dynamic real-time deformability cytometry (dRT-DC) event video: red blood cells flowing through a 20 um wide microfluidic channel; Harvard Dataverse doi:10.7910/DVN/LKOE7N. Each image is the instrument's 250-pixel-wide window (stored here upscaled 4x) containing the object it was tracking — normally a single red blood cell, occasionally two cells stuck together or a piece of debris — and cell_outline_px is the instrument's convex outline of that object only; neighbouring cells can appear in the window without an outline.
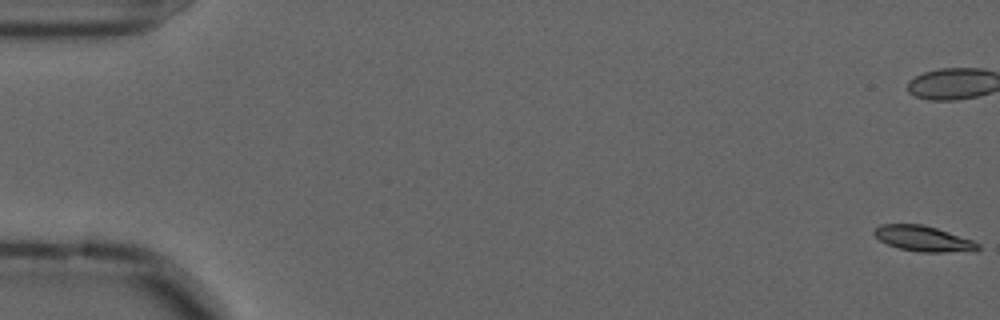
{"species": "common noctule bat (a hibernating species)", "species_latin": "Nyctalus noctula", "temperature_condition": "cold", "stored_images_in_passage": 53, "camera_frame_rate_fps": 3000, "um_per_image_px": 0.085, "animal": {"sex": "male", "forearm_length_mm": 52.5}, "frame": {"image": 1, "passage_image": 1, "time_ms": 0.0, "image_size_px": [1000, 320], "cell_outline_px": [[980, 248], [976, 252], [920, 252], [900, 248], [888, 244], [880, 240], [872, 232], [880, 224], [920, 224], [936, 228], [972, 240], [980, 244]], "centroid_in_image_um": [78.53, 20.3], "position_along_channel_um": 6.5, "area_um2": 15.37}, "authors_computed_cell_mechanics": {"area_um2": 15.606, "velocity_mm_per_s": 3.5863, "shape_relaxation_time_tau1_ms": 6.2732, "shape_relaxation_time_tau2_ms": null, "deformation_change_tau1": 0.1643, "deformation_change_tau2": null}}